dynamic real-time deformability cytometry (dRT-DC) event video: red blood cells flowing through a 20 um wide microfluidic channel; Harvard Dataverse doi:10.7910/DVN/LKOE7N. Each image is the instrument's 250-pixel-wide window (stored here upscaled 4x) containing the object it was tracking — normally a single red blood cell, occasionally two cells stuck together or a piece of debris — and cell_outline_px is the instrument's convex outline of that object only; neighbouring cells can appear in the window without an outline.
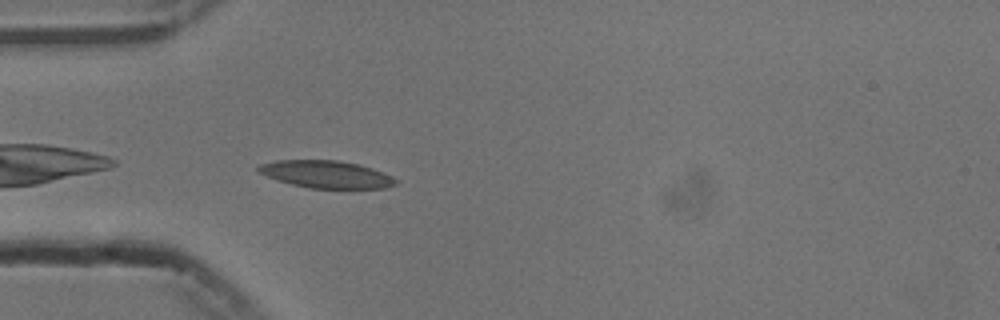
{"species": "common noctule bat (a hibernating species)", "species_latin": "Nyctalus noctula", "temperature_condition": "cold", "stored_images_in_passage": 30, "camera_frame_rate_fps": 3000, "um_per_image_px": 0.085, "animal": {"sex": "male", "body_mass_g": 13.3}, "frame": {"image": 1, "passage_image": 2, "time_ms": 0.333, "image_size_px": [1000, 320], "cell_outline_px": [[400, 180], [396, 184], [388, 188], [308, 188], [292, 184], [268, 176], [260, 172], [256, 168], [260, 164], [276, 160], [340, 160], [360, 164], [372, 168], [392, 176]], "centroid_in_image_um": [27.79, 14.81], "position_along_channel_um": 57.2, "area_um2": 21.91}}
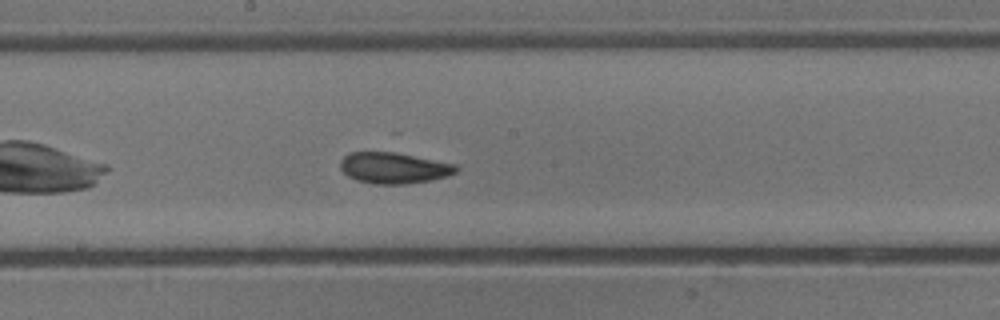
{"frame": {"image": 2, "passage_image": 15, "time_ms": 4.667, "image_size_px": [1000, 320], "cell_outline_px": [[460, 168], [456, 172], [448, 176], [428, 180], [404, 184], [372, 184], [356, 180], [348, 176], [340, 168], [340, 160], [348, 152], [396, 152], [456, 164]], "centroid_in_image_um": [33.46, 14.27], "position_along_channel_um": 214.7, "area_um2": 21.04}}
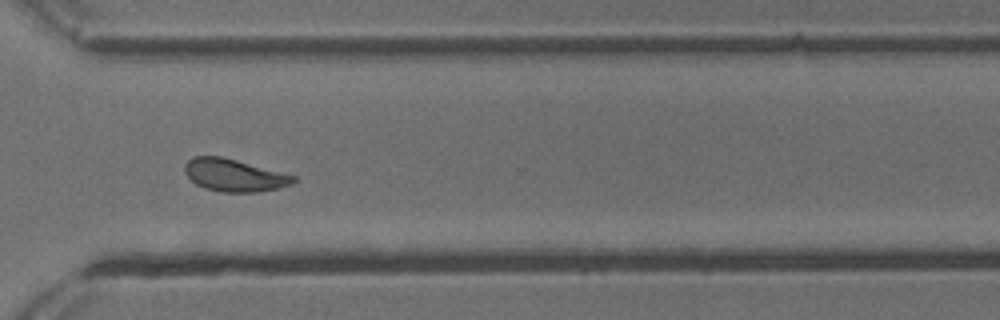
{"frame": {"image": 3, "passage_image": 26, "time_ms": 8.333, "image_size_px": [1000, 320], "cell_outline_px": [[296, 180], [292, 184], [280, 188], [256, 192], [220, 192], [204, 188], [196, 184], [184, 172], [184, 164], [192, 156], [220, 156], [236, 160], [296, 176]], "centroid_in_image_um": [19.89, 14.9], "position_along_channel_um": 350.7, "area_um2": 20.52}, "authors_computed_cell_mechanics": {"area_um2": 20.9525, "velocity_mm_per_s": 3.7146, "shape_relaxation_time_tau1_ms": 2.1934, "shape_relaxation_time_tau2_ms": 3.3999, "deformation_change_tau1": 0.1155, "deformation_change_tau2": 0.0959}}